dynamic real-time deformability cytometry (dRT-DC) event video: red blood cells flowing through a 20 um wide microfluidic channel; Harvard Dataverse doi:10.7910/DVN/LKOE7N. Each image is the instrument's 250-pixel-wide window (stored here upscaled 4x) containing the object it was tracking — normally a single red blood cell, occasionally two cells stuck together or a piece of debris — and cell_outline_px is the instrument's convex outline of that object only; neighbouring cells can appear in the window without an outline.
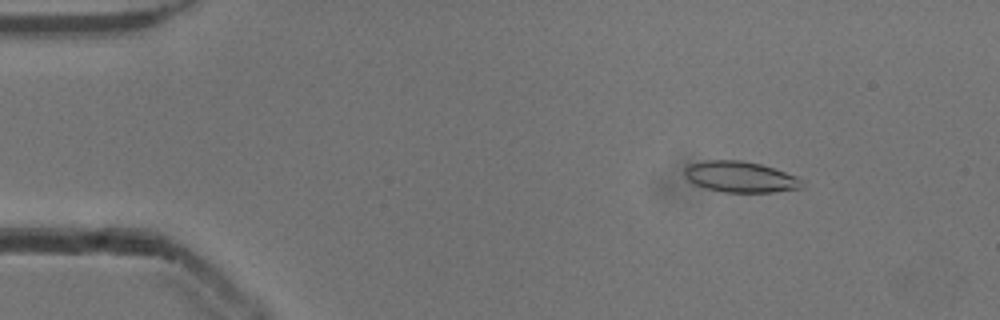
{"species": "common noctule bat (a hibernating species)", "species_latin": "Nyctalus noctula", "temperature_condition": "cold", "stored_images_in_passage": 53, "camera_frame_rate_fps": 3000, "um_per_image_px": 0.085, "animal": {"sex": "male", "body_mass_g": 13.3}, "frame": {"image": 1, "passage_image": 7, "time_ms": 2.0, "image_size_px": [1000, 320], "cell_outline_px": [[804, 188], [772, 192], [724, 192], [704, 188], [692, 184], [684, 176], [684, 168], [688, 164], [704, 160], [740, 160], [760, 164], [796, 176], [804, 180]], "centroid_in_image_um": [62.9, 15.04], "position_along_channel_um": 22.1, "area_um2": 21.44}}
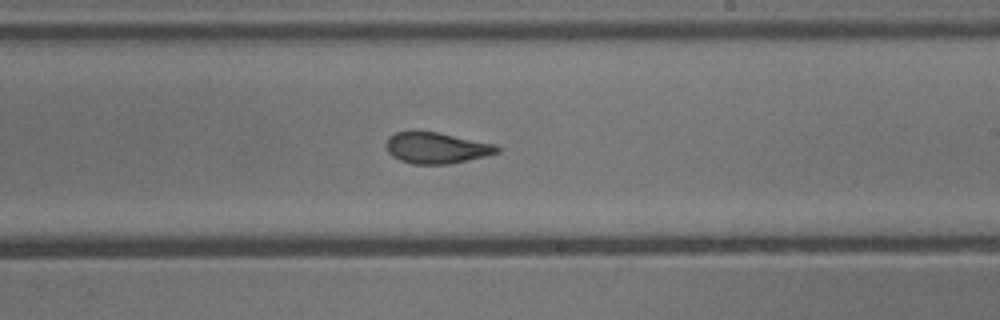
{"frame": {"image": 2, "passage_image": 31, "time_ms": 10.0, "image_size_px": [1000, 320], "cell_outline_px": [[500, 152], [484, 156], [448, 164], [412, 164], [400, 160], [392, 156], [388, 152], [388, 136], [396, 132], [412, 128], [436, 132], [496, 144], [500, 148]], "centroid_in_image_um": [37.06, 12.54], "position_along_channel_um": 251.9, "area_um2": 20.35}}
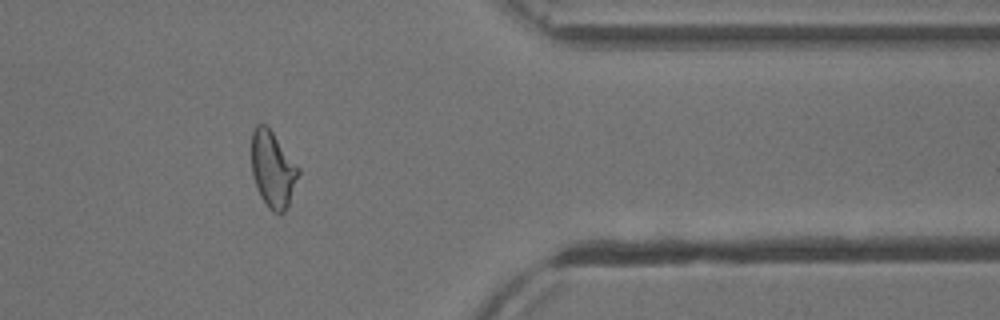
{"frame": {"image": 3, "passage_image": 43, "time_ms": 14.0, "image_size_px": [1000, 320], "cell_outline_px": [[300, 172], [288, 208], [280, 216], [272, 212], [268, 208], [260, 196], [252, 172], [252, 132], [256, 124], [264, 124], [272, 132], [300, 168]], "centroid_in_image_um": [23.21, 14.45], "position_along_channel_um": 388.2, "area_um2": 20.87}, "authors_computed_cell_mechanics": {"area_um2": 20.8658, "velocity_mm_per_s": 3.8914, "shape_relaxation_time_tau1_ms": 7.1396, "shape_relaxation_time_tau2_ms": 1.6268, "deformation_change_tau1": 0.1795, "deformation_change_tau2": 0.0826}}